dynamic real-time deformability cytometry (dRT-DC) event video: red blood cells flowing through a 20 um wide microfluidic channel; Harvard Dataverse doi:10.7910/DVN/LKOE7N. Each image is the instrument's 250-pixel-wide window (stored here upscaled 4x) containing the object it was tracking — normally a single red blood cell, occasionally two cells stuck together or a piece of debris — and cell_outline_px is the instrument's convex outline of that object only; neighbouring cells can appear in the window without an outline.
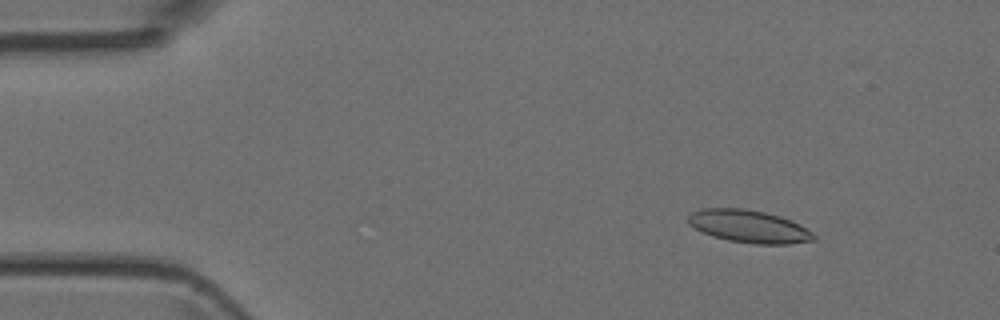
{"species": "Egyptian fruit bat (a non-hibernating species)", "species_latin": "Rousettus aegyptiacus", "temperature_condition": "room temperature", "stored_images_in_passage": 8, "camera_frame_rate_fps": 3000, "um_per_image_px": 0.085, "animal": {"sex": "female"}, "frame": {"image": 1, "passage_image": 5, "time_ms": 1.333, "image_size_px": [1000, 320], "cell_outline_px": [[816, 240], [788, 244], [752, 244], [728, 240], [712, 236], [688, 224], [688, 216], [692, 212], [700, 208], [744, 208], [764, 212], [780, 216], [800, 224], [812, 232], [816, 236]], "centroid_in_image_um": [63.67, 19.24], "position_along_channel_um": 21.3, "area_um2": 23.93}}